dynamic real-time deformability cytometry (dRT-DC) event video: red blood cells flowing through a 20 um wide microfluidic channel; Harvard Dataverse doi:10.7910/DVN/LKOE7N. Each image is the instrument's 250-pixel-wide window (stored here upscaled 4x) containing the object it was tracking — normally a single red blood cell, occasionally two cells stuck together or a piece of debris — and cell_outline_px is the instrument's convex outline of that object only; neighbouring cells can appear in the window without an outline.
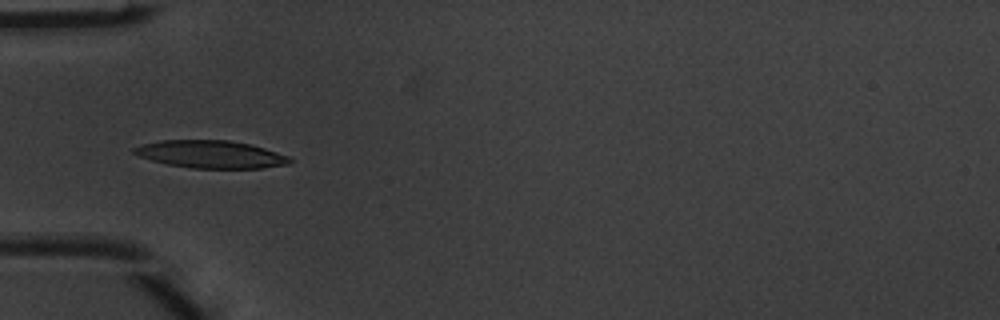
{"species": "common noctule bat (a hibernating species)", "species_latin": "Nyctalus noctula", "temperature_condition": "warm", "stored_images_in_passage": 4, "camera_frame_rate_fps": 3000, "um_per_image_px": 0.085, "animal": {"sex": "male", "body_mass_g": 20.1, "forearm_length_mm": 53.5}, "frame": {"image": 1, "passage_image": 4, "time_ms": 1.0, "image_size_px": [1000, 320], "cell_outline_px": [[292, 160], [288, 164], [260, 168], [192, 168], [168, 164], [136, 156], [132, 152], [132, 148], [144, 144], [160, 140], [228, 140], [248, 144], [264, 148], [288, 156]], "centroid_in_image_um": [17.87, 13.11], "position_along_channel_um": 67.1, "area_um2": 24.85}}